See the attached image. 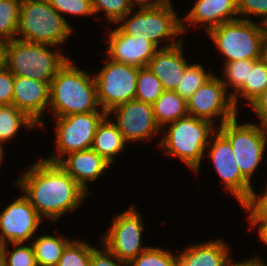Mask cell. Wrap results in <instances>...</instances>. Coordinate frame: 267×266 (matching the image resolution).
<instances>
[{"label":"cell","mask_w":267,"mask_h":266,"mask_svg":"<svg viewBox=\"0 0 267 266\" xmlns=\"http://www.w3.org/2000/svg\"><path fill=\"white\" fill-rule=\"evenodd\" d=\"M15 184L40 217L52 221L76 210L89 194L58 163L47 160H38Z\"/></svg>","instance_id":"obj_1"},{"label":"cell","mask_w":267,"mask_h":266,"mask_svg":"<svg viewBox=\"0 0 267 266\" xmlns=\"http://www.w3.org/2000/svg\"><path fill=\"white\" fill-rule=\"evenodd\" d=\"M49 107L57 118L100 111L94 77L68 59L50 83Z\"/></svg>","instance_id":"obj_2"},{"label":"cell","mask_w":267,"mask_h":266,"mask_svg":"<svg viewBox=\"0 0 267 266\" xmlns=\"http://www.w3.org/2000/svg\"><path fill=\"white\" fill-rule=\"evenodd\" d=\"M72 27L48 0H22L20 4L18 40L56 46L63 43Z\"/></svg>","instance_id":"obj_3"},{"label":"cell","mask_w":267,"mask_h":266,"mask_svg":"<svg viewBox=\"0 0 267 266\" xmlns=\"http://www.w3.org/2000/svg\"><path fill=\"white\" fill-rule=\"evenodd\" d=\"M46 44L13 39L5 44V67L14 75L51 83L66 63L61 52L51 51Z\"/></svg>","instance_id":"obj_4"},{"label":"cell","mask_w":267,"mask_h":266,"mask_svg":"<svg viewBox=\"0 0 267 266\" xmlns=\"http://www.w3.org/2000/svg\"><path fill=\"white\" fill-rule=\"evenodd\" d=\"M212 124L209 120L189 115L178 119L170 123L168 131L161 130L166 135L158 146L166 149V154L179 157L197 172L209 143L208 138L215 132Z\"/></svg>","instance_id":"obj_5"},{"label":"cell","mask_w":267,"mask_h":266,"mask_svg":"<svg viewBox=\"0 0 267 266\" xmlns=\"http://www.w3.org/2000/svg\"><path fill=\"white\" fill-rule=\"evenodd\" d=\"M173 10L171 3L157 8H139L129 19L128 14L121 18L118 23L123 24L118 28L131 37L146 38L157 47L159 41L171 40L170 47H173L182 42L181 39L176 41L174 37L186 31L185 22L183 23Z\"/></svg>","instance_id":"obj_6"},{"label":"cell","mask_w":267,"mask_h":266,"mask_svg":"<svg viewBox=\"0 0 267 266\" xmlns=\"http://www.w3.org/2000/svg\"><path fill=\"white\" fill-rule=\"evenodd\" d=\"M208 34L226 57L225 63L261 57V27L250 19L239 16L238 19L210 29Z\"/></svg>","instance_id":"obj_7"},{"label":"cell","mask_w":267,"mask_h":266,"mask_svg":"<svg viewBox=\"0 0 267 266\" xmlns=\"http://www.w3.org/2000/svg\"><path fill=\"white\" fill-rule=\"evenodd\" d=\"M217 128L229 140L237 166L251 182L254 171L263 160L267 130L252 123L238 124L237 116Z\"/></svg>","instance_id":"obj_8"},{"label":"cell","mask_w":267,"mask_h":266,"mask_svg":"<svg viewBox=\"0 0 267 266\" xmlns=\"http://www.w3.org/2000/svg\"><path fill=\"white\" fill-rule=\"evenodd\" d=\"M94 77L101 110L108 113L114 107L135 99L138 67L115 62L110 58Z\"/></svg>","instance_id":"obj_9"},{"label":"cell","mask_w":267,"mask_h":266,"mask_svg":"<svg viewBox=\"0 0 267 266\" xmlns=\"http://www.w3.org/2000/svg\"><path fill=\"white\" fill-rule=\"evenodd\" d=\"M106 115L101 110L57 118L55 137L58 152L45 160L58 163L64 154L90 149L96 129Z\"/></svg>","instance_id":"obj_10"},{"label":"cell","mask_w":267,"mask_h":266,"mask_svg":"<svg viewBox=\"0 0 267 266\" xmlns=\"http://www.w3.org/2000/svg\"><path fill=\"white\" fill-rule=\"evenodd\" d=\"M131 206L127 211L115 216L110 230L101 240L119 260L129 263L148 247L141 246L143 219Z\"/></svg>","instance_id":"obj_11"},{"label":"cell","mask_w":267,"mask_h":266,"mask_svg":"<svg viewBox=\"0 0 267 266\" xmlns=\"http://www.w3.org/2000/svg\"><path fill=\"white\" fill-rule=\"evenodd\" d=\"M216 134V135H214ZM211 136L208 149L216 172L224 182V188L232 192L241 205L249 202L253 191L251 182L241 173L237 166L229 140L218 130Z\"/></svg>","instance_id":"obj_12"},{"label":"cell","mask_w":267,"mask_h":266,"mask_svg":"<svg viewBox=\"0 0 267 266\" xmlns=\"http://www.w3.org/2000/svg\"><path fill=\"white\" fill-rule=\"evenodd\" d=\"M187 110L189 116L206 119L211 122H214V117L217 118L221 115L219 126L235 118L238 113L232 96L227 95V90L222 80L215 75L187 100Z\"/></svg>","instance_id":"obj_13"},{"label":"cell","mask_w":267,"mask_h":266,"mask_svg":"<svg viewBox=\"0 0 267 266\" xmlns=\"http://www.w3.org/2000/svg\"><path fill=\"white\" fill-rule=\"evenodd\" d=\"M41 221L30 201L22 195L0 213V245L32 239Z\"/></svg>","instance_id":"obj_14"},{"label":"cell","mask_w":267,"mask_h":266,"mask_svg":"<svg viewBox=\"0 0 267 266\" xmlns=\"http://www.w3.org/2000/svg\"><path fill=\"white\" fill-rule=\"evenodd\" d=\"M111 113L116 115L115 124L126 142L152 139L162 130L156 123L152 105L145 102L133 99L114 107L107 115Z\"/></svg>","instance_id":"obj_15"},{"label":"cell","mask_w":267,"mask_h":266,"mask_svg":"<svg viewBox=\"0 0 267 266\" xmlns=\"http://www.w3.org/2000/svg\"><path fill=\"white\" fill-rule=\"evenodd\" d=\"M107 47L108 57L115 62L125 63L135 67H147L149 61L159 50L148 39L131 37L124 34L118 27L110 31Z\"/></svg>","instance_id":"obj_16"},{"label":"cell","mask_w":267,"mask_h":266,"mask_svg":"<svg viewBox=\"0 0 267 266\" xmlns=\"http://www.w3.org/2000/svg\"><path fill=\"white\" fill-rule=\"evenodd\" d=\"M50 83L28 77L14 76L12 104L24 112L37 125L43 126L40 117L49 107Z\"/></svg>","instance_id":"obj_17"},{"label":"cell","mask_w":267,"mask_h":266,"mask_svg":"<svg viewBox=\"0 0 267 266\" xmlns=\"http://www.w3.org/2000/svg\"><path fill=\"white\" fill-rule=\"evenodd\" d=\"M182 42L176 46L161 47L147 67L160 80L164 90L176 91L177 86L189 66L184 59Z\"/></svg>","instance_id":"obj_18"},{"label":"cell","mask_w":267,"mask_h":266,"mask_svg":"<svg viewBox=\"0 0 267 266\" xmlns=\"http://www.w3.org/2000/svg\"><path fill=\"white\" fill-rule=\"evenodd\" d=\"M68 157V158H67ZM58 164L86 191L87 181H95L110 163L92 148L67 154Z\"/></svg>","instance_id":"obj_19"},{"label":"cell","mask_w":267,"mask_h":266,"mask_svg":"<svg viewBox=\"0 0 267 266\" xmlns=\"http://www.w3.org/2000/svg\"><path fill=\"white\" fill-rule=\"evenodd\" d=\"M238 16L237 0H197L194 7L183 19L187 23H207V31L225 22H229ZM235 16V17H234Z\"/></svg>","instance_id":"obj_20"},{"label":"cell","mask_w":267,"mask_h":266,"mask_svg":"<svg viewBox=\"0 0 267 266\" xmlns=\"http://www.w3.org/2000/svg\"><path fill=\"white\" fill-rule=\"evenodd\" d=\"M229 248L215 240L191 245L177 256V266H229Z\"/></svg>","instance_id":"obj_21"},{"label":"cell","mask_w":267,"mask_h":266,"mask_svg":"<svg viewBox=\"0 0 267 266\" xmlns=\"http://www.w3.org/2000/svg\"><path fill=\"white\" fill-rule=\"evenodd\" d=\"M126 143L116 124L106 115L96 129L91 148L112 164L113 156L118 155Z\"/></svg>","instance_id":"obj_22"},{"label":"cell","mask_w":267,"mask_h":266,"mask_svg":"<svg viewBox=\"0 0 267 266\" xmlns=\"http://www.w3.org/2000/svg\"><path fill=\"white\" fill-rule=\"evenodd\" d=\"M156 123L161 129L168 123L188 116L187 101L176 91L164 90L152 104Z\"/></svg>","instance_id":"obj_23"},{"label":"cell","mask_w":267,"mask_h":266,"mask_svg":"<svg viewBox=\"0 0 267 266\" xmlns=\"http://www.w3.org/2000/svg\"><path fill=\"white\" fill-rule=\"evenodd\" d=\"M71 241L55 235H42L32 242L37 266H57L66 246Z\"/></svg>","instance_id":"obj_24"},{"label":"cell","mask_w":267,"mask_h":266,"mask_svg":"<svg viewBox=\"0 0 267 266\" xmlns=\"http://www.w3.org/2000/svg\"><path fill=\"white\" fill-rule=\"evenodd\" d=\"M266 89L267 65L261 59H257L253 67H249L248 81H245L244 86L232 96L235 108L238 110V95L247 99L250 106Z\"/></svg>","instance_id":"obj_25"},{"label":"cell","mask_w":267,"mask_h":266,"mask_svg":"<svg viewBox=\"0 0 267 266\" xmlns=\"http://www.w3.org/2000/svg\"><path fill=\"white\" fill-rule=\"evenodd\" d=\"M21 125L30 129L37 124L13 104L0 106V144L13 138Z\"/></svg>","instance_id":"obj_26"},{"label":"cell","mask_w":267,"mask_h":266,"mask_svg":"<svg viewBox=\"0 0 267 266\" xmlns=\"http://www.w3.org/2000/svg\"><path fill=\"white\" fill-rule=\"evenodd\" d=\"M163 92V86L157 76L148 67H140L135 100L152 105Z\"/></svg>","instance_id":"obj_27"},{"label":"cell","mask_w":267,"mask_h":266,"mask_svg":"<svg viewBox=\"0 0 267 266\" xmlns=\"http://www.w3.org/2000/svg\"><path fill=\"white\" fill-rule=\"evenodd\" d=\"M20 4L21 0H0V40L4 42L17 37Z\"/></svg>","instance_id":"obj_28"},{"label":"cell","mask_w":267,"mask_h":266,"mask_svg":"<svg viewBox=\"0 0 267 266\" xmlns=\"http://www.w3.org/2000/svg\"><path fill=\"white\" fill-rule=\"evenodd\" d=\"M212 73H207L201 64H190L181 78L176 92L179 93L186 101L205 84L211 77Z\"/></svg>","instance_id":"obj_29"},{"label":"cell","mask_w":267,"mask_h":266,"mask_svg":"<svg viewBox=\"0 0 267 266\" xmlns=\"http://www.w3.org/2000/svg\"><path fill=\"white\" fill-rule=\"evenodd\" d=\"M257 59H251L246 60L242 59L239 61H232L224 63V77H226V81L223 79V85L225 86L226 90L229 85L233 86L235 89L234 92H232L230 95L233 96V94H236L243 86L245 81H248V75H249V67H253V63Z\"/></svg>","instance_id":"obj_30"},{"label":"cell","mask_w":267,"mask_h":266,"mask_svg":"<svg viewBox=\"0 0 267 266\" xmlns=\"http://www.w3.org/2000/svg\"><path fill=\"white\" fill-rule=\"evenodd\" d=\"M93 247L81 240L71 241L64 249L57 266H90Z\"/></svg>","instance_id":"obj_31"},{"label":"cell","mask_w":267,"mask_h":266,"mask_svg":"<svg viewBox=\"0 0 267 266\" xmlns=\"http://www.w3.org/2000/svg\"><path fill=\"white\" fill-rule=\"evenodd\" d=\"M128 266H177V257L167 250L148 247L132 259Z\"/></svg>","instance_id":"obj_32"},{"label":"cell","mask_w":267,"mask_h":266,"mask_svg":"<svg viewBox=\"0 0 267 266\" xmlns=\"http://www.w3.org/2000/svg\"><path fill=\"white\" fill-rule=\"evenodd\" d=\"M15 247L11 252H7V243L2 246V264L4 266H37L34 248L22 246L23 243H11ZM21 245V246H20ZM10 253V254H9Z\"/></svg>","instance_id":"obj_33"},{"label":"cell","mask_w":267,"mask_h":266,"mask_svg":"<svg viewBox=\"0 0 267 266\" xmlns=\"http://www.w3.org/2000/svg\"><path fill=\"white\" fill-rule=\"evenodd\" d=\"M94 15L101 10L105 12L109 22H118L121 18L132 13L131 0H91Z\"/></svg>","instance_id":"obj_34"},{"label":"cell","mask_w":267,"mask_h":266,"mask_svg":"<svg viewBox=\"0 0 267 266\" xmlns=\"http://www.w3.org/2000/svg\"><path fill=\"white\" fill-rule=\"evenodd\" d=\"M50 5L61 15L68 13L73 15H93L91 0H48Z\"/></svg>","instance_id":"obj_35"},{"label":"cell","mask_w":267,"mask_h":266,"mask_svg":"<svg viewBox=\"0 0 267 266\" xmlns=\"http://www.w3.org/2000/svg\"><path fill=\"white\" fill-rule=\"evenodd\" d=\"M103 246L101 250L93 247L90 266H128L127 262L119 260L105 245Z\"/></svg>","instance_id":"obj_36"},{"label":"cell","mask_w":267,"mask_h":266,"mask_svg":"<svg viewBox=\"0 0 267 266\" xmlns=\"http://www.w3.org/2000/svg\"><path fill=\"white\" fill-rule=\"evenodd\" d=\"M238 16L267 17V0H237Z\"/></svg>","instance_id":"obj_37"},{"label":"cell","mask_w":267,"mask_h":266,"mask_svg":"<svg viewBox=\"0 0 267 266\" xmlns=\"http://www.w3.org/2000/svg\"><path fill=\"white\" fill-rule=\"evenodd\" d=\"M13 86L14 75L4 65L0 69V106L12 104Z\"/></svg>","instance_id":"obj_38"},{"label":"cell","mask_w":267,"mask_h":266,"mask_svg":"<svg viewBox=\"0 0 267 266\" xmlns=\"http://www.w3.org/2000/svg\"><path fill=\"white\" fill-rule=\"evenodd\" d=\"M250 212L249 220L252 226H259L260 239L267 245V211H247Z\"/></svg>","instance_id":"obj_39"},{"label":"cell","mask_w":267,"mask_h":266,"mask_svg":"<svg viewBox=\"0 0 267 266\" xmlns=\"http://www.w3.org/2000/svg\"><path fill=\"white\" fill-rule=\"evenodd\" d=\"M250 106L262 120L261 126L267 130V89Z\"/></svg>","instance_id":"obj_40"},{"label":"cell","mask_w":267,"mask_h":266,"mask_svg":"<svg viewBox=\"0 0 267 266\" xmlns=\"http://www.w3.org/2000/svg\"><path fill=\"white\" fill-rule=\"evenodd\" d=\"M262 193L259 197L254 193L251 200L242 205L243 208L247 211H267V188Z\"/></svg>","instance_id":"obj_41"},{"label":"cell","mask_w":267,"mask_h":266,"mask_svg":"<svg viewBox=\"0 0 267 266\" xmlns=\"http://www.w3.org/2000/svg\"><path fill=\"white\" fill-rule=\"evenodd\" d=\"M134 2H137L140 8H157L167 4L165 0H131L133 6Z\"/></svg>","instance_id":"obj_42"},{"label":"cell","mask_w":267,"mask_h":266,"mask_svg":"<svg viewBox=\"0 0 267 266\" xmlns=\"http://www.w3.org/2000/svg\"><path fill=\"white\" fill-rule=\"evenodd\" d=\"M229 266H267L266 264H264L261 259L259 258H253V259H249V260H244L241 262H230Z\"/></svg>","instance_id":"obj_43"},{"label":"cell","mask_w":267,"mask_h":266,"mask_svg":"<svg viewBox=\"0 0 267 266\" xmlns=\"http://www.w3.org/2000/svg\"><path fill=\"white\" fill-rule=\"evenodd\" d=\"M260 59L267 65V37L262 38Z\"/></svg>","instance_id":"obj_44"},{"label":"cell","mask_w":267,"mask_h":266,"mask_svg":"<svg viewBox=\"0 0 267 266\" xmlns=\"http://www.w3.org/2000/svg\"><path fill=\"white\" fill-rule=\"evenodd\" d=\"M5 44L3 40H0V69L4 66L5 59Z\"/></svg>","instance_id":"obj_45"},{"label":"cell","mask_w":267,"mask_h":266,"mask_svg":"<svg viewBox=\"0 0 267 266\" xmlns=\"http://www.w3.org/2000/svg\"><path fill=\"white\" fill-rule=\"evenodd\" d=\"M260 24L263 37H267V17L263 18Z\"/></svg>","instance_id":"obj_46"},{"label":"cell","mask_w":267,"mask_h":266,"mask_svg":"<svg viewBox=\"0 0 267 266\" xmlns=\"http://www.w3.org/2000/svg\"><path fill=\"white\" fill-rule=\"evenodd\" d=\"M4 149H3V146L0 144V164H1V162L3 161L2 159H3V155H4V151H3Z\"/></svg>","instance_id":"obj_47"},{"label":"cell","mask_w":267,"mask_h":266,"mask_svg":"<svg viewBox=\"0 0 267 266\" xmlns=\"http://www.w3.org/2000/svg\"><path fill=\"white\" fill-rule=\"evenodd\" d=\"M2 264V246L0 245V265Z\"/></svg>","instance_id":"obj_48"}]
</instances>
